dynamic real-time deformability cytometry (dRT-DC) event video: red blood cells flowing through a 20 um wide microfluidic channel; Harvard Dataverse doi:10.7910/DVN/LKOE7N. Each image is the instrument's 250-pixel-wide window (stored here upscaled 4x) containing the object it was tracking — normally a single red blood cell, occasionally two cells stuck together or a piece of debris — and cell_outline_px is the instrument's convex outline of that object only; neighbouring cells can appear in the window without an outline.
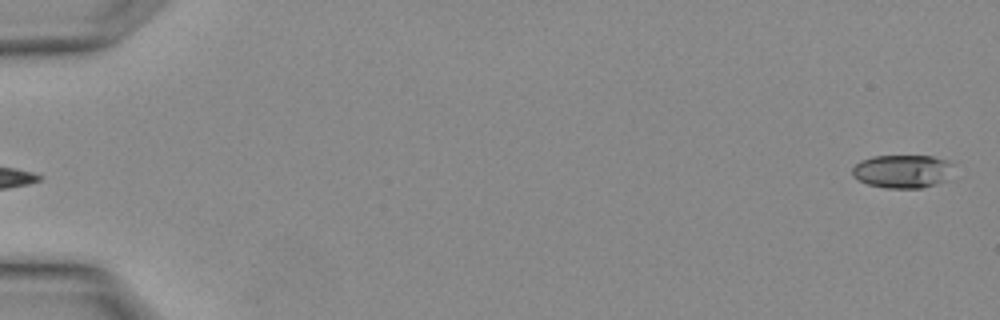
{"species": "Egyptian fruit bat (a non-hibernating species)", "species_latin": "Rousettus aegyptiacus", "temperature_condition": "warm", "stored_images_in_passage": 4, "camera_frame_rate_fps": 3000, "um_per_image_px": 0.085, "animal": {"sex": "female"}, "frame": {"image": 1, "passage_image": 4, "time_ms": 1.0, "image_size_px": [1000, 320], "cell_outline_px": [[952, 164], [940, 180], [936, 184], [920, 188], [884, 188], [868, 184], [852, 176], [852, 168], [860, 160], [872, 156], [932, 156], [948, 160]], "centroid_in_image_um": [76.59, 14.55], "position_along_channel_um": 8.4, "area_um2": 19.13}}